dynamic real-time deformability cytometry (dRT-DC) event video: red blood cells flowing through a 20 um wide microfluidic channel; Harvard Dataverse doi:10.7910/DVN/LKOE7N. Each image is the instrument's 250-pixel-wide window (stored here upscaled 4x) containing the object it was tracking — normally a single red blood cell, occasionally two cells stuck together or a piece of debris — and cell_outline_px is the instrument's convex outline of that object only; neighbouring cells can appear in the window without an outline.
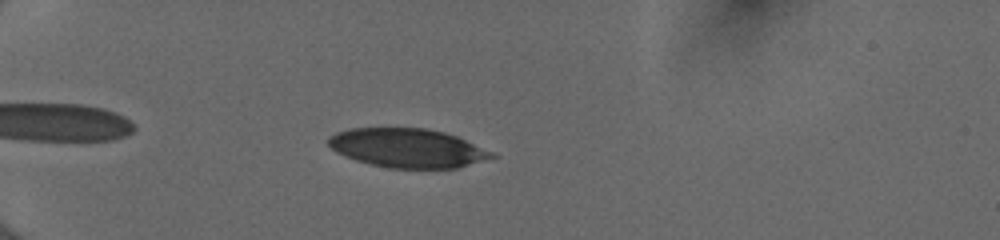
{"species": "human", "species_latin": "Homo sapiens", "temperature_condition": "cold", "stored_images_in_passage": 42, "camera_frame_rate_fps": 3000, "um_per_image_px": 0.085, "donor": {"sex": "female"}, "frame": {"image": 1, "passage_image": 6, "time_ms": 1.667, "image_size_px": [1000, 240], "cell_outline_px": [[496, 156], [456, 168], [388, 168], [356, 160], [336, 152], [328, 144], [328, 136], [336, 132], [352, 128], [428, 128], [444, 132], [456, 136], [492, 152]], "centroid_in_image_um": [34.59, 12.57], "position_along_channel_um": 50.4, "area_um2": 36.76}}
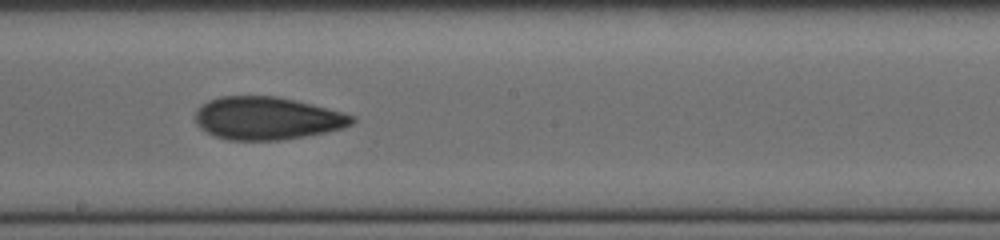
{"frame": {"image": 2, "passage_image": 22, "time_ms": 7.0, "image_size_px": [1000, 240], "cell_outline_px": [[356, 120], [352, 124], [344, 128], [304, 136], [280, 140], [228, 140], [216, 136], [200, 128], [196, 124], [196, 112], [208, 100], [220, 96], [276, 96], [328, 108], [356, 116]], "centroid_in_image_um": [22.72, 10.05], "position_along_channel_um": 225.5, "area_um2": 38.84}}
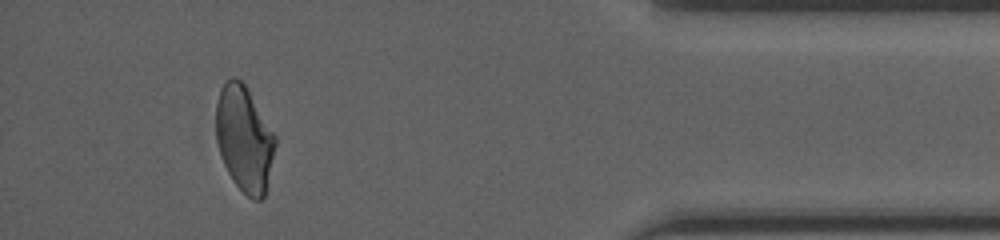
{"frame": {"image": 3, "passage_image": 39, "time_ms": 12.667, "image_size_px": [1000, 240], "cell_outline_px": [[276, 144], [264, 196], [260, 200], [252, 200], [232, 180], [220, 156], [216, 140], [216, 104], [220, 88], [232, 76], [236, 76], [244, 84], [276, 136]], "centroid_in_image_um": [20.74, 11.79], "position_along_channel_um": 414.5, "area_um2": 36.18}, "authors_computed_cell_mechanics": {"area_um2": 38.1191, "velocity_mm_per_s": 4.0101, "shape_relaxation_time_tau1_ms": 7.0995, "shape_relaxation_time_tau2_ms": 2.9917, "deformation_change_tau1": 0.193, "deformation_change_tau2": 0.0968}}